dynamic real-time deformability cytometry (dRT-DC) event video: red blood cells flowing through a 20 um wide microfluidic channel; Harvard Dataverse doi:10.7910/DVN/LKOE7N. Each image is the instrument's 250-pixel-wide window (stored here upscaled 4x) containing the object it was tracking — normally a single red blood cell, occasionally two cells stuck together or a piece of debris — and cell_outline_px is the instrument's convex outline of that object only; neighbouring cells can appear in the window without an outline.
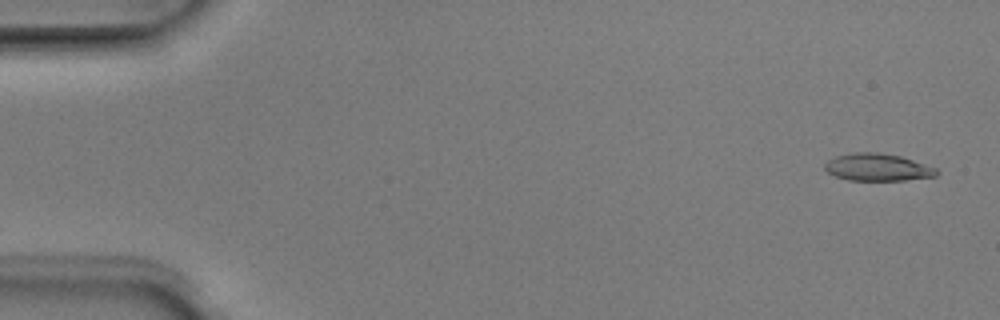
{"species": "Egyptian fruit bat (a non-hibernating species)", "species_latin": "Rousettus aegyptiacus", "temperature_condition": "room temperature", "stored_images_in_passage": 7, "camera_frame_rate_fps": 3000, "um_per_image_px": 0.085, "animal": {"sex": "male"}, "frame": {"image": 1, "passage_image": 1, "time_ms": 0.0, "image_size_px": [1000, 320], "cell_outline_px": [[940, 172], [936, 176], [904, 180], [848, 180], [836, 176], [828, 172], [824, 168], [824, 164], [828, 160], [836, 156], [856, 152], [880, 152], [900, 156], [936, 168]], "centroid_in_image_um": [74.59, 14.21], "position_along_channel_um": 10.4, "area_um2": 17.69}}
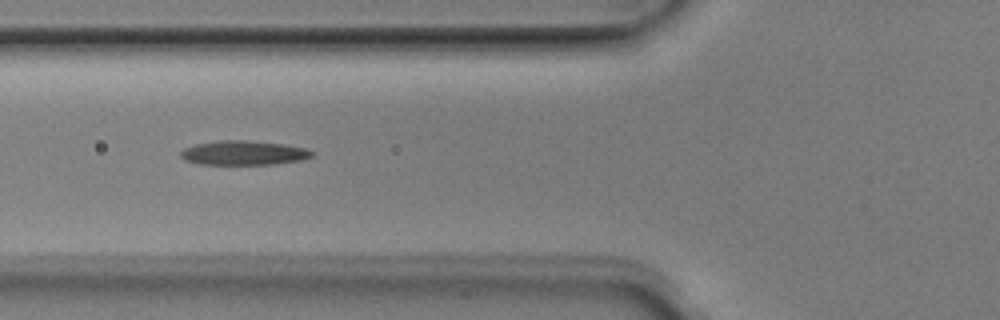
{"frame": {"image": 2, "passage_image": 6, "time_ms": 1.667, "image_size_px": [1000, 320], "cell_outline_px": [[312, 156], [300, 160], [276, 164], [200, 164], [184, 160], [180, 156], [180, 152], [184, 148], [196, 144], [220, 140], [244, 140], [284, 144], [308, 148], [312, 152]], "centroid_in_image_um": [20.7, 12.99], "position_along_channel_um": 105.1, "area_um2": 18.55}}
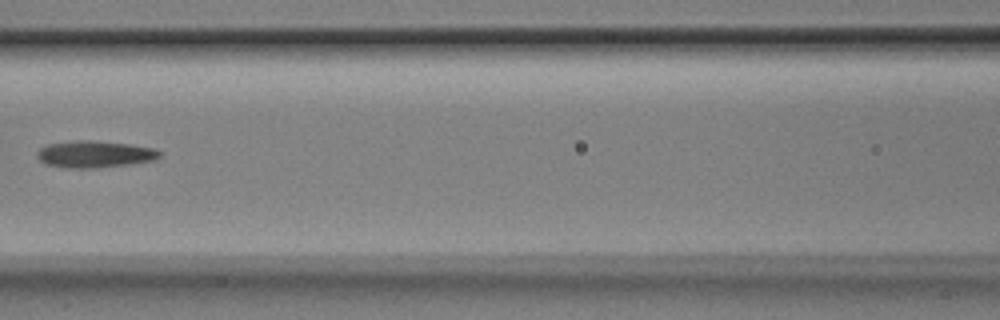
{"frame": {"image": 3, "passage_image": 7, "time_ms": 2.0, "image_size_px": [1000, 320], "cell_outline_px": [[164, 152], [156, 160], [132, 164], [96, 168], [64, 168], [44, 164], [36, 156], [36, 152], [40, 148], [48, 144], [72, 140], [92, 140], [128, 144], [156, 148]], "centroid_in_image_um": [8.06, 13.11], "position_along_channel_um": 158.5, "area_um2": 19.59}}